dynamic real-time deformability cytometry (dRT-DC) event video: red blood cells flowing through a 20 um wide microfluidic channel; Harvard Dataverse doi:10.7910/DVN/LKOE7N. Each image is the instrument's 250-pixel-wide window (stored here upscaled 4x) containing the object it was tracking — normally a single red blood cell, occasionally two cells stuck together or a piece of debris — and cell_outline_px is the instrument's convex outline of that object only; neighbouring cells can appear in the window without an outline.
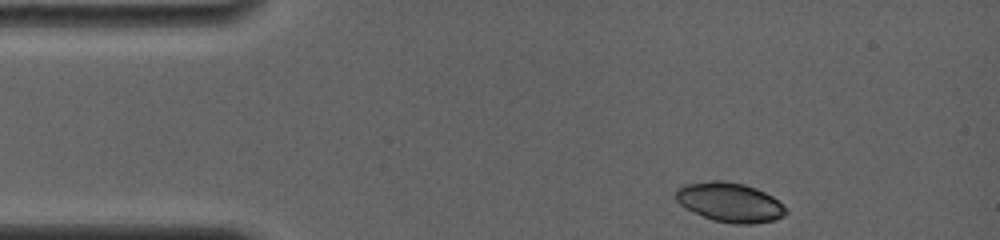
{"species": "common noctule bat (a hibernating species)", "species_latin": "Nyctalus noctula", "temperature_condition": "room temperature", "stored_images_in_passage": 37, "camera_frame_rate_fps": 4000, "um_per_image_px": 0.085, "animal": {"sex": "female", "body_mass_g": 19.0, "forearm_length_mm": 56.7}, "frame": {"image": 1, "passage_image": 1, "time_ms": 0.0, "image_size_px": [1000, 240], "cell_outline_px": [[788, 212], [784, 216], [772, 220], [752, 224], [732, 224], [712, 220], [692, 212], [680, 204], [676, 200], [676, 188], [684, 184], [712, 180], [724, 180], [744, 184], [756, 188], [772, 196]], "centroid_in_image_um": [61.99, 17.19], "position_along_channel_um": 23.0, "area_um2": 25.32}}
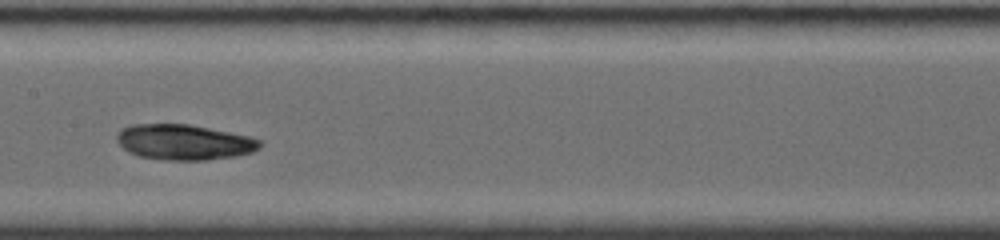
{"frame": {"image": 2, "passage_image": 16, "time_ms": 6.0, "image_size_px": [1000, 240], "cell_outline_px": [[264, 144], [260, 148], [252, 152], [236, 156], [204, 160], [164, 160], [140, 156], [128, 152], [116, 140], [116, 136], [120, 128], [132, 124], [188, 124], [248, 136], [260, 140]], "centroid_in_image_um": [15.63, 12.08], "position_along_channel_um": 191.8, "area_um2": 29.54}}
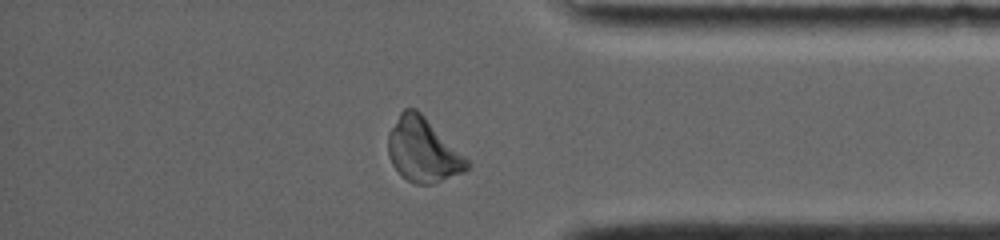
{"frame": {"image": 3, "passage_image": 31, "time_ms": 11.5, "image_size_px": [1000, 240], "cell_outline_px": [[472, 164], [464, 172], [432, 184], [416, 184], [400, 176], [392, 164], [388, 156], [388, 132], [400, 112], [404, 108], [416, 108]], "centroid_in_image_um": [35.92, 12.77], "position_along_channel_um": 399.3, "area_um2": 29.25}, "authors_computed_cell_mechanics": {"area_um2": 28.9578, "velocity_mm_per_s": 3.8496, "shape_relaxation_time_tau1_ms": 5.6696, "shape_relaxation_time_tau2_ms": 5.2063, "deformation_change_tau1": 0.2265, "deformation_change_tau2": 0.054}}